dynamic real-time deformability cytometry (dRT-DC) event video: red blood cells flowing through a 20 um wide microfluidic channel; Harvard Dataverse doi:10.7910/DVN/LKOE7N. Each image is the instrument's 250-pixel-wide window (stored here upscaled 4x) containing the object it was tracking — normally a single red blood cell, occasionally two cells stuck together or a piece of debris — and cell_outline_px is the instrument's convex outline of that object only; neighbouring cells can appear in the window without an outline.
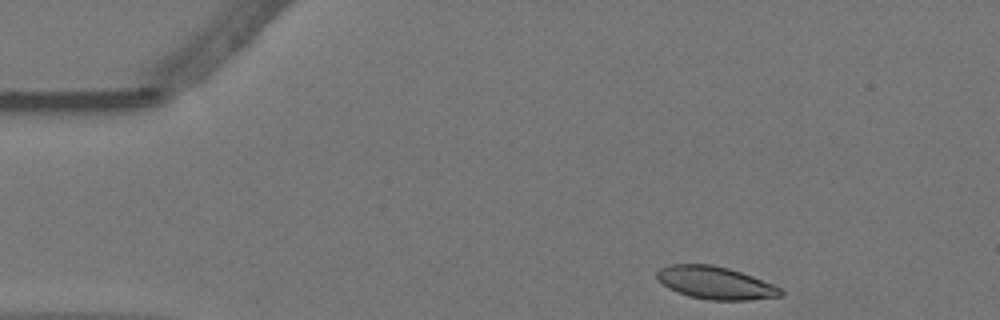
{"species": "Egyptian fruit bat (a non-hibernating species)", "species_latin": "Rousettus aegyptiacus", "temperature_condition": "warm", "stored_images_in_passage": 51, "segment_of_instrument_passage": [1, 2], "camera_frame_rate_fps": 3000, "um_per_image_px": 0.085, "animal": {"sex": "female"}, "frame": {"image": 1, "passage_image": 1, "time_ms": 0.0, "image_size_px": [1000, 320], "cell_outline_px": [[784, 296], [748, 300], [708, 300], [688, 296], [668, 288], [656, 280], [656, 272], [660, 268], [668, 264], [712, 264], [728, 268], [752, 276], [772, 284], [780, 288], [784, 292]], "centroid_in_image_um": [60.77, 24.04], "position_along_channel_um": 24.2, "area_um2": 23.7}}
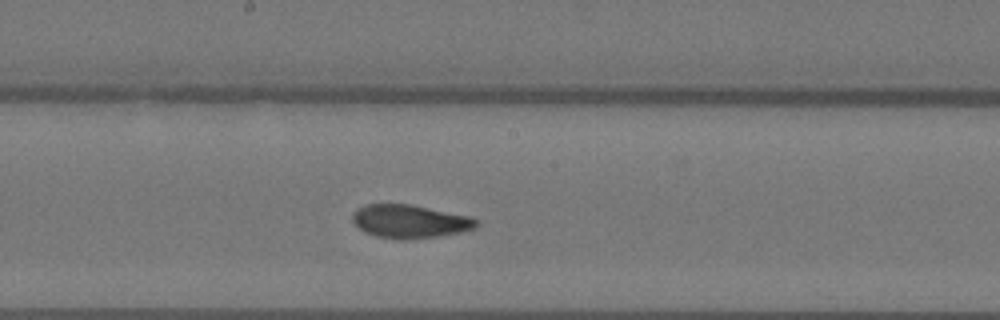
{"frame": {"image": 2, "passage_image": 23, "time_ms": 7.333, "image_size_px": [1000, 320], "cell_outline_px": [[480, 224], [476, 228], [460, 232], [440, 236], [376, 236], [364, 232], [352, 220], [352, 212], [356, 208], [364, 204], [408, 204], [468, 216], [476, 220]], "centroid_in_image_um": [34.81, 18.77], "position_along_channel_um": 213.4, "area_um2": 23.06}}
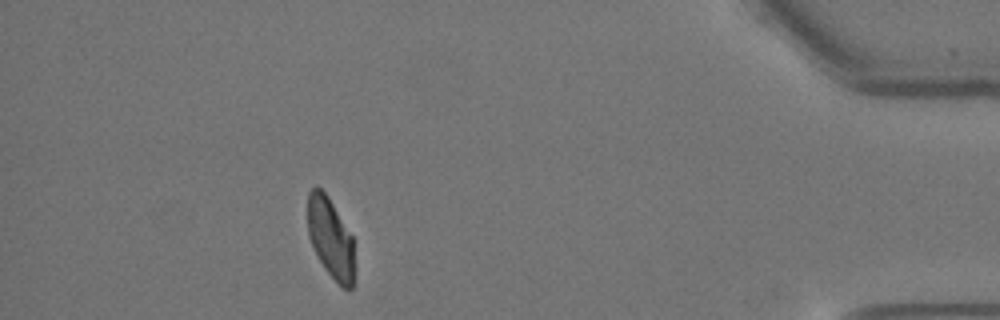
{"frame": {"image": 3, "passage_image": 44, "time_ms": 14.333, "image_size_px": [1000, 320], "cell_outline_px": [[356, 268], [352, 288], [344, 288], [324, 268], [308, 236], [308, 192], [316, 184], [328, 196], [352, 236]], "centroid_in_image_um": [28.12, 20.23], "position_along_channel_um": 407.1, "area_um2": 21.91}}